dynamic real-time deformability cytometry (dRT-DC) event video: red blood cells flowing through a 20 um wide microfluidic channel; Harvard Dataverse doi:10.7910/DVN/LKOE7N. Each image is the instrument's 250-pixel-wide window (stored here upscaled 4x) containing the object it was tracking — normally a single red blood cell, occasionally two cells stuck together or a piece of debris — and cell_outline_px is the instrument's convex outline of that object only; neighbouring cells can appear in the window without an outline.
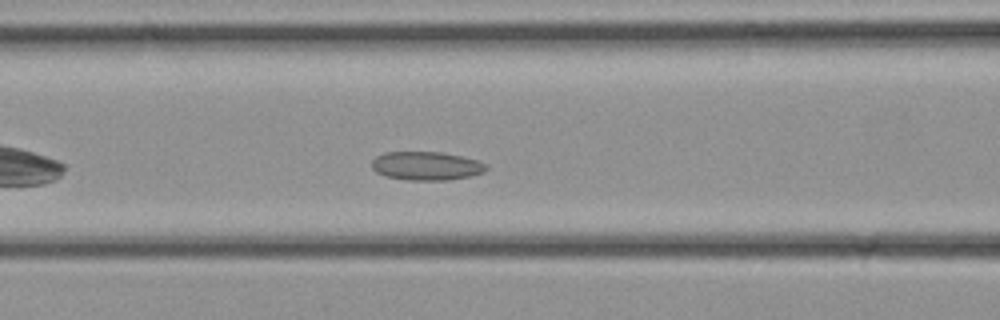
{"species": "common noctule bat (a hibernating species)", "species_latin": "Nyctalus noctula", "temperature_condition": "cold", "stored_images_in_passage": 26, "camera_frame_rate_fps": 3000, "um_per_image_px": 0.085, "animal": {"sex": "female", "body_mass_g": 21.9}, "frame": {"image": 1, "passage_image": 6, "time_ms": 1.667, "image_size_px": [1000, 320], "cell_outline_px": [[488, 168], [484, 172], [472, 176], [448, 180], [408, 180], [384, 176], [376, 172], [372, 168], [372, 160], [376, 156], [384, 152], [440, 152], [460, 156], [476, 160], [488, 164]], "centroid_in_image_um": [36.24, 14.11], "position_along_channel_um": 130.4, "area_um2": 19.19}}
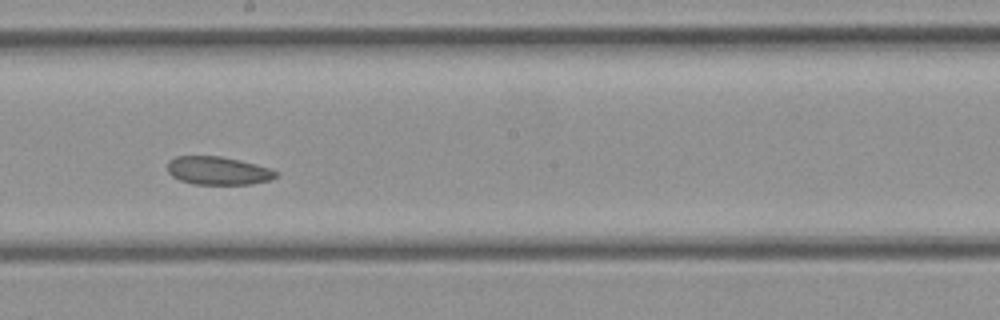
{"frame": {"image": 2, "passage_image": 11, "time_ms": 3.333, "image_size_px": [1000, 320], "cell_outline_px": [[280, 172], [272, 180], [252, 184], [192, 184], [180, 180], [172, 176], [168, 172], [168, 160], [176, 156], [220, 156], [240, 160], [272, 168]], "centroid_in_image_um": [18.57, 14.51], "position_along_channel_um": 229.6, "area_um2": 18.03}}
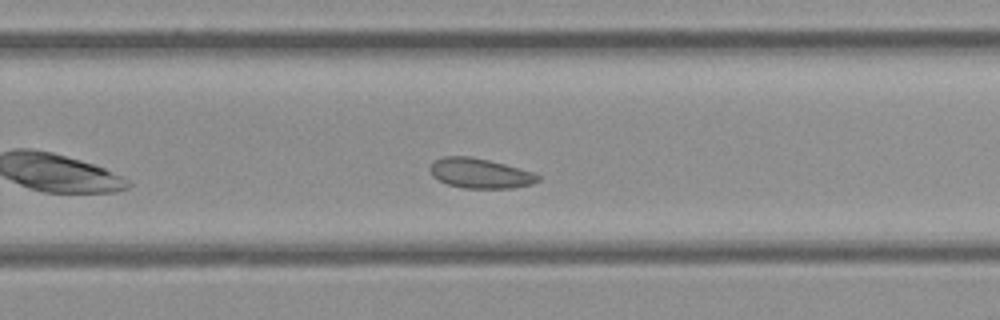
{"frame": {"image": 3, "passage_image": 14, "time_ms": 4.333, "image_size_px": [1000, 320], "cell_outline_px": [[540, 180], [532, 184], [512, 188], [464, 188], [448, 184], [432, 176], [428, 168], [432, 160], [440, 156], [468, 156], [488, 160], [504, 164], [532, 172], [540, 176]], "centroid_in_image_um": [40.75, 14.72], "position_along_channel_um": 289.1, "area_um2": 18.84}}